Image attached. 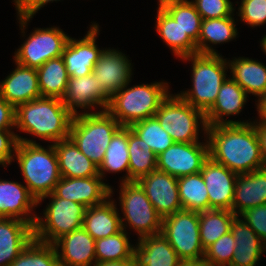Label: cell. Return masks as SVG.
<instances>
[{"instance_id":"6da1fadb","label":"cell","mask_w":266,"mask_h":266,"mask_svg":"<svg viewBox=\"0 0 266 266\" xmlns=\"http://www.w3.org/2000/svg\"><path fill=\"white\" fill-rule=\"evenodd\" d=\"M209 157L236 174L264 168L256 128L249 124L208 126Z\"/></svg>"},{"instance_id":"7a4b0ae2","label":"cell","mask_w":266,"mask_h":266,"mask_svg":"<svg viewBox=\"0 0 266 266\" xmlns=\"http://www.w3.org/2000/svg\"><path fill=\"white\" fill-rule=\"evenodd\" d=\"M73 115L62 99L40 97L22 103L15 110V127L52 144L69 138Z\"/></svg>"},{"instance_id":"3957f363","label":"cell","mask_w":266,"mask_h":266,"mask_svg":"<svg viewBox=\"0 0 266 266\" xmlns=\"http://www.w3.org/2000/svg\"><path fill=\"white\" fill-rule=\"evenodd\" d=\"M16 158L24 183L30 194L38 201L53 193L61 179L58 158L53 144L47 149L36 141L18 135Z\"/></svg>"},{"instance_id":"277c9868","label":"cell","mask_w":266,"mask_h":266,"mask_svg":"<svg viewBox=\"0 0 266 266\" xmlns=\"http://www.w3.org/2000/svg\"><path fill=\"white\" fill-rule=\"evenodd\" d=\"M127 84L109 100L107 111L121 126L154 117L162 101L169 95L167 82H154L129 87Z\"/></svg>"},{"instance_id":"5b68a950","label":"cell","mask_w":266,"mask_h":266,"mask_svg":"<svg viewBox=\"0 0 266 266\" xmlns=\"http://www.w3.org/2000/svg\"><path fill=\"white\" fill-rule=\"evenodd\" d=\"M181 59L192 63V87L178 95L206 113L216 102L220 87L227 78L228 62L220 54L196 53Z\"/></svg>"},{"instance_id":"8992f818","label":"cell","mask_w":266,"mask_h":266,"mask_svg":"<svg viewBox=\"0 0 266 266\" xmlns=\"http://www.w3.org/2000/svg\"><path fill=\"white\" fill-rule=\"evenodd\" d=\"M122 126L106 111L73 116L69 138L98 167L113 135Z\"/></svg>"},{"instance_id":"52a82bcc","label":"cell","mask_w":266,"mask_h":266,"mask_svg":"<svg viewBox=\"0 0 266 266\" xmlns=\"http://www.w3.org/2000/svg\"><path fill=\"white\" fill-rule=\"evenodd\" d=\"M45 198L51 200L43 210L44 216H36L33 226L34 239L53 244L62 236L82 228L87 207L68 199L59 198L54 193L39 199L37 205Z\"/></svg>"},{"instance_id":"ba28073f","label":"cell","mask_w":266,"mask_h":266,"mask_svg":"<svg viewBox=\"0 0 266 266\" xmlns=\"http://www.w3.org/2000/svg\"><path fill=\"white\" fill-rule=\"evenodd\" d=\"M154 117L174 142H200L199 130L201 128V131H204L203 135H206L208 126L205 113L194 108L178 94L169 93L160 104Z\"/></svg>"},{"instance_id":"9c48e42d","label":"cell","mask_w":266,"mask_h":266,"mask_svg":"<svg viewBox=\"0 0 266 266\" xmlns=\"http://www.w3.org/2000/svg\"><path fill=\"white\" fill-rule=\"evenodd\" d=\"M121 226L137 232L138 238L161 233L162 217L136 181L120 183ZM128 225V226H127Z\"/></svg>"},{"instance_id":"30bf717a","label":"cell","mask_w":266,"mask_h":266,"mask_svg":"<svg viewBox=\"0 0 266 266\" xmlns=\"http://www.w3.org/2000/svg\"><path fill=\"white\" fill-rule=\"evenodd\" d=\"M161 233L181 260L204 258L199 212L181 210L162 219Z\"/></svg>"},{"instance_id":"8fae6325","label":"cell","mask_w":266,"mask_h":266,"mask_svg":"<svg viewBox=\"0 0 266 266\" xmlns=\"http://www.w3.org/2000/svg\"><path fill=\"white\" fill-rule=\"evenodd\" d=\"M69 35L59 27L35 28L15 51L14 61L38 69L48 60L62 56Z\"/></svg>"},{"instance_id":"7c38bea8","label":"cell","mask_w":266,"mask_h":266,"mask_svg":"<svg viewBox=\"0 0 266 266\" xmlns=\"http://www.w3.org/2000/svg\"><path fill=\"white\" fill-rule=\"evenodd\" d=\"M206 139V140H205ZM204 142H174L157 156V170L176 178L199 173L209 158V146Z\"/></svg>"},{"instance_id":"4fadbf2b","label":"cell","mask_w":266,"mask_h":266,"mask_svg":"<svg viewBox=\"0 0 266 266\" xmlns=\"http://www.w3.org/2000/svg\"><path fill=\"white\" fill-rule=\"evenodd\" d=\"M99 24L92 23L89 31L82 39L69 37L62 57L69 77H83L92 73L104 49L96 44L99 35Z\"/></svg>"},{"instance_id":"5bb4252c","label":"cell","mask_w":266,"mask_h":266,"mask_svg":"<svg viewBox=\"0 0 266 266\" xmlns=\"http://www.w3.org/2000/svg\"><path fill=\"white\" fill-rule=\"evenodd\" d=\"M110 96L98 84L93 73L83 77H69L67 90L62 102L68 111L73 115L94 113L87 112L89 109L106 111ZM95 107V108H94ZM97 107V108H96ZM84 109L85 112H78L77 109ZM86 109H88L86 111Z\"/></svg>"},{"instance_id":"9a60e30c","label":"cell","mask_w":266,"mask_h":266,"mask_svg":"<svg viewBox=\"0 0 266 266\" xmlns=\"http://www.w3.org/2000/svg\"><path fill=\"white\" fill-rule=\"evenodd\" d=\"M162 219L183 210L178 190V178L155 170L136 181Z\"/></svg>"},{"instance_id":"2e32d148","label":"cell","mask_w":266,"mask_h":266,"mask_svg":"<svg viewBox=\"0 0 266 266\" xmlns=\"http://www.w3.org/2000/svg\"><path fill=\"white\" fill-rule=\"evenodd\" d=\"M132 64L120 50L106 48L99 56L92 73L101 88L112 97L132 80Z\"/></svg>"},{"instance_id":"e0dca14e","label":"cell","mask_w":266,"mask_h":266,"mask_svg":"<svg viewBox=\"0 0 266 266\" xmlns=\"http://www.w3.org/2000/svg\"><path fill=\"white\" fill-rule=\"evenodd\" d=\"M53 193L89 208L103 203L111 196V186L101 176L86 178L61 177Z\"/></svg>"},{"instance_id":"ac0fdd59","label":"cell","mask_w":266,"mask_h":266,"mask_svg":"<svg viewBox=\"0 0 266 266\" xmlns=\"http://www.w3.org/2000/svg\"><path fill=\"white\" fill-rule=\"evenodd\" d=\"M200 172L208 192L209 210L226 209L232 211L234 187L238 174L213 161L210 157L204 162Z\"/></svg>"},{"instance_id":"d6986e66","label":"cell","mask_w":266,"mask_h":266,"mask_svg":"<svg viewBox=\"0 0 266 266\" xmlns=\"http://www.w3.org/2000/svg\"><path fill=\"white\" fill-rule=\"evenodd\" d=\"M248 94L231 77L226 78L213 106L205 113L207 126L249 124L252 121L227 120L225 116L239 115L247 103ZM225 118V119H224Z\"/></svg>"},{"instance_id":"ffe728a7","label":"cell","mask_w":266,"mask_h":266,"mask_svg":"<svg viewBox=\"0 0 266 266\" xmlns=\"http://www.w3.org/2000/svg\"><path fill=\"white\" fill-rule=\"evenodd\" d=\"M53 246L61 266H93L96 263L95 239L83 227L62 236Z\"/></svg>"},{"instance_id":"44dd1931","label":"cell","mask_w":266,"mask_h":266,"mask_svg":"<svg viewBox=\"0 0 266 266\" xmlns=\"http://www.w3.org/2000/svg\"><path fill=\"white\" fill-rule=\"evenodd\" d=\"M35 207L37 201L24 184L0 179V218H16L33 227Z\"/></svg>"},{"instance_id":"7402d4cb","label":"cell","mask_w":266,"mask_h":266,"mask_svg":"<svg viewBox=\"0 0 266 266\" xmlns=\"http://www.w3.org/2000/svg\"><path fill=\"white\" fill-rule=\"evenodd\" d=\"M16 68L3 81H0V95L15 108L36 98L42 97L38 75L34 68L15 62Z\"/></svg>"},{"instance_id":"603a6c76","label":"cell","mask_w":266,"mask_h":266,"mask_svg":"<svg viewBox=\"0 0 266 266\" xmlns=\"http://www.w3.org/2000/svg\"><path fill=\"white\" fill-rule=\"evenodd\" d=\"M263 204H266V168L238 174L232 212L240 216L246 210Z\"/></svg>"},{"instance_id":"cb8c5ba5","label":"cell","mask_w":266,"mask_h":266,"mask_svg":"<svg viewBox=\"0 0 266 266\" xmlns=\"http://www.w3.org/2000/svg\"><path fill=\"white\" fill-rule=\"evenodd\" d=\"M33 238V227L29 223L0 218V266H9Z\"/></svg>"},{"instance_id":"d4e9b609","label":"cell","mask_w":266,"mask_h":266,"mask_svg":"<svg viewBox=\"0 0 266 266\" xmlns=\"http://www.w3.org/2000/svg\"><path fill=\"white\" fill-rule=\"evenodd\" d=\"M134 266H178L180 258L162 233L138 238Z\"/></svg>"},{"instance_id":"484cf974","label":"cell","mask_w":266,"mask_h":266,"mask_svg":"<svg viewBox=\"0 0 266 266\" xmlns=\"http://www.w3.org/2000/svg\"><path fill=\"white\" fill-rule=\"evenodd\" d=\"M231 233L236 246L229 266H256L266 251V244L239 216L231 225Z\"/></svg>"},{"instance_id":"4316f807","label":"cell","mask_w":266,"mask_h":266,"mask_svg":"<svg viewBox=\"0 0 266 266\" xmlns=\"http://www.w3.org/2000/svg\"><path fill=\"white\" fill-rule=\"evenodd\" d=\"M113 194L111 187L109 198L99 205L86 209L82 227L95 240L115 235L122 230L119 209L115 204V200L110 199Z\"/></svg>"},{"instance_id":"83f0119b","label":"cell","mask_w":266,"mask_h":266,"mask_svg":"<svg viewBox=\"0 0 266 266\" xmlns=\"http://www.w3.org/2000/svg\"><path fill=\"white\" fill-rule=\"evenodd\" d=\"M61 177L86 178L100 176L98 166L86 157L70 139L53 144Z\"/></svg>"},{"instance_id":"f1b7e54d","label":"cell","mask_w":266,"mask_h":266,"mask_svg":"<svg viewBox=\"0 0 266 266\" xmlns=\"http://www.w3.org/2000/svg\"><path fill=\"white\" fill-rule=\"evenodd\" d=\"M232 79L247 94L259 98L266 93V66L258 60L238 57L228 60Z\"/></svg>"},{"instance_id":"f546056e","label":"cell","mask_w":266,"mask_h":266,"mask_svg":"<svg viewBox=\"0 0 266 266\" xmlns=\"http://www.w3.org/2000/svg\"><path fill=\"white\" fill-rule=\"evenodd\" d=\"M157 9L156 31L173 54L180 60L183 57L196 54V43L161 5H158Z\"/></svg>"},{"instance_id":"4dcf8cb0","label":"cell","mask_w":266,"mask_h":266,"mask_svg":"<svg viewBox=\"0 0 266 266\" xmlns=\"http://www.w3.org/2000/svg\"><path fill=\"white\" fill-rule=\"evenodd\" d=\"M236 27L233 16L202 20L198 42L196 43L197 53L219 54L212 46L235 40L239 33Z\"/></svg>"},{"instance_id":"1f68e13d","label":"cell","mask_w":266,"mask_h":266,"mask_svg":"<svg viewBox=\"0 0 266 266\" xmlns=\"http://www.w3.org/2000/svg\"><path fill=\"white\" fill-rule=\"evenodd\" d=\"M125 171L120 183L129 182L128 127L122 126L112 137L106 149L102 163L98 167L99 175L104 180L107 172Z\"/></svg>"},{"instance_id":"d6a6232c","label":"cell","mask_w":266,"mask_h":266,"mask_svg":"<svg viewBox=\"0 0 266 266\" xmlns=\"http://www.w3.org/2000/svg\"><path fill=\"white\" fill-rule=\"evenodd\" d=\"M36 71L42 97L62 99L66 93L69 79L63 57L48 60Z\"/></svg>"},{"instance_id":"836d02e7","label":"cell","mask_w":266,"mask_h":266,"mask_svg":"<svg viewBox=\"0 0 266 266\" xmlns=\"http://www.w3.org/2000/svg\"><path fill=\"white\" fill-rule=\"evenodd\" d=\"M236 217L232 211L226 209L199 212L200 240L204 250L231 231V225Z\"/></svg>"},{"instance_id":"e575fe53","label":"cell","mask_w":266,"mask_h":266,"mask_svg":"<svg viewBox=\"0 0 266 266\" xmlns=\"http://www.w3.org/2000/svg\"><path fill=\"white\" fill-rule=\"evenodd\" d=\"M129 182L157 170V155L128 127Z\"/></svg>"},{"instance_id":"d590c367","label":"cell","mask_w":266,"mask_h":266,"mask_svg":"<svg viewBox=\"0 0 266 266\" xmlns=\"http://www.w3.org/2000/svg\"><path fill=\"white\" fill-rule=\"evenodd\" d=\"M178 190L183 210H209V198L201 172L178 178Z\"/></svg>"},{"instance_id":"8d00e7d4","label":"cell","mask_w":266,"mask_h":266,"mask_svg":"<svg viewBox=\"0 0 266 266\" xmlns=\"http://www.w3.org/2000/svg\"><path fill=\"white\" fill-rule=\"evenodd\" d=\"M180 25L184 32L198 42L202 18L190 0H167L160 4Z\"/></svg>"},{"instance_id":"74e56055","label":"cell","mask_w":266,"mask_h":266,"mask_svg":"<svg viewBox=\"0 0 266 266\" xmlns=\"http://www.w3.org/2000/svg\"><path fill=\"white\" fill-rule=\"evenodd\" d=\"M127 234V230L122 229L115 235L95 240L96 263L133 259L134 244Z\"/></svg>"},{"instance_id":"f35d334b","label":"cell","mask_w":266,"mask_h":266,"mask_svg":"<svg viewBox=\"0 0 266 266\" xmlns=\"http://www.w3.org/2000/svg\"><path fill=\"white\" fill-rule=\"evenodd\" d=\"M129 128L142 140L157 156L169 148L173 143L170 137L155 117L146 118L133 123Z\"/></svg>"},{"instance_id":"ab89813d","label":"cell","mask_w":266,"mask_h":266,"mask_svg":"<svg viewBox=\"0 0 266 266\" xmlns=\"http://www.w3.org/2000/svg\"><path fill=\"white\" fill-rule=\"evenodd\" d=\"M9 266H61L53 244L32 239Z\"/></svg>"},{"instance_id":"60d3db41","label":"cell","mask_w":266,"mask_h":266,"mask_svg":"<svg viewBox=\"0 0 266 266\" xmlns=\"http://www.w3.org/2000/svg\"><path fill=\"white\" fill-rule=\"evenodd\" d=\"M235 246V240L230 231L205 250L204 259L211 266H229L235 252Z\"/></svg>"},{"instance_id":"b9f144b4","label":"cell","mask_w":266,"mask_h":266,"mask_svg":"<svg viewBox=\"0 0 266 266\" xmlns=\"http://www.w3.org/2000/svg\"><path fill=\"white\" fill-rule=\"evenodd\" d=\"M202 20L234 16L230 0H191Z\"/></svg>"},{"instance_id":"7bdbcfd3","label":"cell","mask_w":266,"mask_h":266,"mask_svg":"<svg viewBox=\"0 0 266 266\" xmlns=\"http://www.w3.org/2000/svg\"><path fill=\"white\" fill-rule=\"evenodd\" d=\"M238 8L240 20L250 27L266 23V0H241Z\"/></svg>"},{"instance_id":"ee69618b","label":"cell","mask_w":266,"mask_h":266,"mask_svg":"<svg viewBox=\"0 0 266 266\" xmlns=\"http://www.w3.org/2000/svg\"><path fill=\"white\" fill-rule=\"evenodd\" d=\"M53 1L60 0H13L14 5L16 6V12L19 20V27L22 30V35L25 36V29L28 22L35 16L38 10L41 7H44L45 4H48Z\"/></svg>"},{"instance_id":"f6af8a7d","label":"cell","mask_w":266,"mask_h":266,"mask_svg":"<svg viewBox=\"0 0 266 266\" xmlns=\"http://www.w3.org/2000/svg\"><path fill=\"white\" fill-rule=\"evenodd\" d=\"M241 217L266 244V204L246 210Z\"/></svg>"},{"instance_id":"bcb514c9","label":"cell","mask_w":266,"mask_h":266,"mask_svg":"<svg viewBox=\"0 0 266 266\" xmlns=\"http://www.w3.org/2000/svg\"><path fill=\"white\" fill-rule=\"evenodd\" d=\"M18 142L13 130H0V165L6 167L11 164Z\"/></svg>"},{"instance_id":"7dc6e473","label":"cell","mask_w":266,"mask_h":266,"mask_svg":"<svg viewBox=\"0 0 266 266\" xmlns=\"http://www.w3.org/2000/svg\"><path fill=\"white\" fill-rule=\"evenodd\" d=\"M15 110L16 108L0 95V130L15 129Z\"/></svg>"},{"instance_id":"c3c4849f","label":"cell","mask_w":266,"mask_h":266,"mask_svg":"<svg viewBox=\"0 0 266 266\" xmlns=\"http://www.w3.org/2000/svg\"><path fill=\"white\" fill-rule=\"evenodd\" d=\"M256 128L260 143V153L264 163V168H266V124L260 122H252Z\"/></svg>"},{"instance_id":"681fc988","label":"cell","mask_w":266,"mask_h":266,"mask_svg":"<svg viewBox=\"0 0 266 266\" xmlns=\"http://www.w3.org/2000/svg\"><path fill=\"white\" fill-rule=\"evenodd\" d=\"M256 109L258 111L259 120H254V122H260L266 124V93L258 98L256 101Z\"/></svg>"},{"instance_id":"f907efd6","label":"cell","mask_w":266,"mask_h":266,"mask_svg":"<svg viewBox=\"0 0 266 266\" xmlns=\"http://www.w3.org/2000/svg\"><path fill=\"white\" fill-rule=\"evenodd\" d=\"M93 266H134V259H122L95 263Z\"/></svg>"},{"instance_id":"816d5d0a","label":"cell","mask_w":266,"mask_h":266,"mask_svg":"<svg viewBox=\"0 0 266 266\" xmlns=\"http://www.w3.org/2000/svg\"><path fill=\"white\" fill-rule=\"evenodd\" d=\"M178 266H211L204 258L180 260Z\"/></svg>"},{"instance_id":"f5cc1de1","label":"cell","mask_w":266,"mask_h":266,"mask_svg":"<svg viewBox=\"0 0 266 266\" xmlns=\"http://www.w3.org/2000/svg\"><path fill=\"white\" fill-rule=\"evenodd\" d=\"M261 40H262V41H260L261 49H262L263 52L266 54V35H264L263 38H262Z\"/></svg>"},{"instance_id":"db71d44e","label":"cell","mask_w":266,"mask_h":266,"mask_svg":"<svg viewBox=\"0 0 266 266\" xmlns=\"http://www.w3.org/2000/svg\"><path fill=\"white\" fill-rule=\"evenodd\" d=\"M164 1H167V0H158V5H160Z\"/></svg>"}]
</instances>
